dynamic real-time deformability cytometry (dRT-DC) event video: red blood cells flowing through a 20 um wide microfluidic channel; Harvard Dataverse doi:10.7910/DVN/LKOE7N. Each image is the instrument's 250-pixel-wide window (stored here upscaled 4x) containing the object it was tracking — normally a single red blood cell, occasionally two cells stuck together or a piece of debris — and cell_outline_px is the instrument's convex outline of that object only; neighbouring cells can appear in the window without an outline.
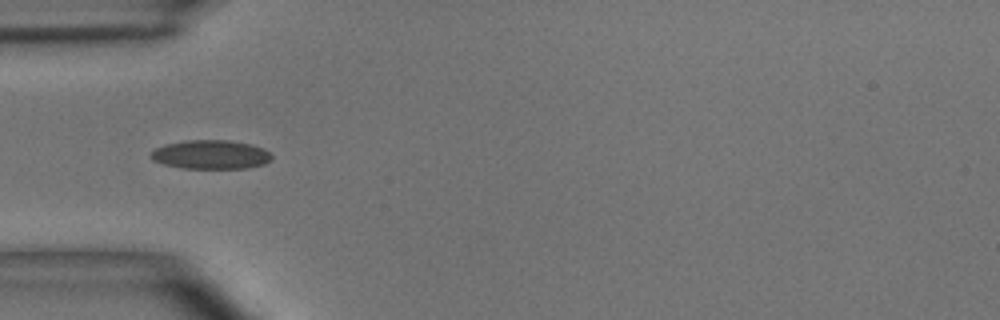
{"species": "common noctule bat (a hibernating species)", "species_latin": "Nyctalus noctula", "temperature_condition": "room temperature", "stored_images_in_passage": 18, "camera_frame_rate_fps": 3000, "um_per_image_px": 0.085, "animal": {"sex": "male", "body_mass_g": 15.6}, "frame": {"image": 1, "passage_image": 3, "time_ms": 0.667, "image_size_px": [1000, 320], "cell_outline_px": [[272, 160], [264, 164], [248, 168], [184, 168], [164, 164], [152, 160], [148, 156], [156, 148], [164, 144], [184, 140], [228, 140], [252, 144], [264, 148], [272, 156]], "centroid_in_image_um": [17.92, 13.13], "position_along_channel_um": 67.1, "area_um2": 20.52}}
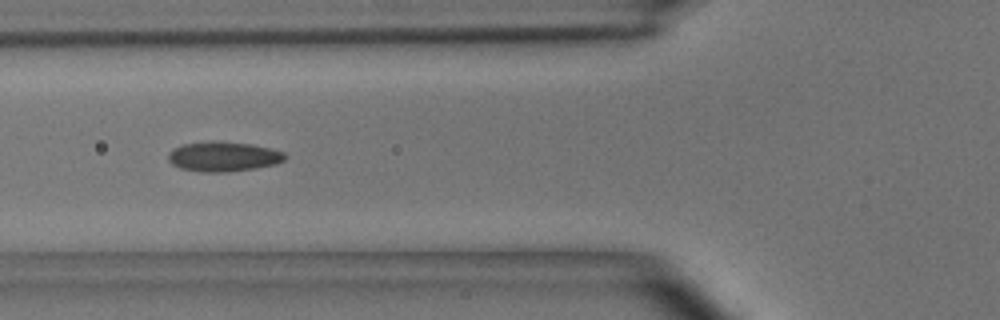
{"frame": {"image": 2, "passage_image": 6, "time_ms": 1.667, "image_size_px": [1000, 320], "cell_outline_px": [[288, 156], [284, 160], [276, 164], [256, 168], [224, 172], [200, 172], [180, 168], [172, 164], [168, 160], [168, 152], [172, 148], [184, 144], [212, 140], [252, 144], [284, 152]], "centroid_in_image_um": [18.96, 13.3], "position_along_channel_um": 106.8, "area_um2": 20.46}}